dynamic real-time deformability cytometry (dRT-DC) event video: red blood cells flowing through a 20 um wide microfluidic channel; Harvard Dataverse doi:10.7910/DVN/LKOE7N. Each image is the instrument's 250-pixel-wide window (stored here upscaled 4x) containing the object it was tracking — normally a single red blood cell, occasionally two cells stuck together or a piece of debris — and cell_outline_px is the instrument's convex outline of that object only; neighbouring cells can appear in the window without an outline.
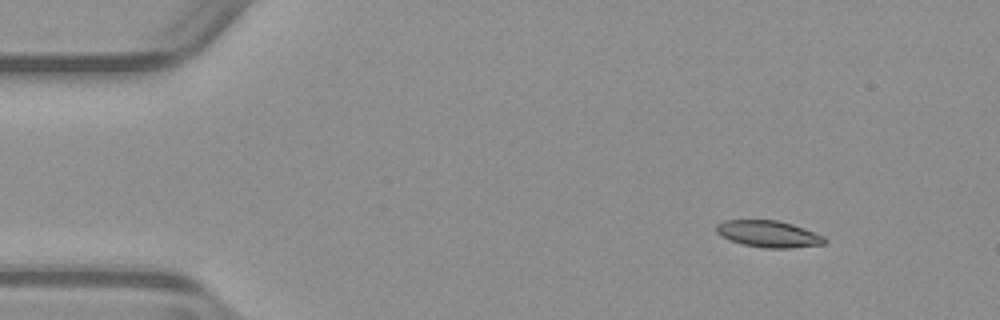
{"species": "common noctule bat (a hibernating species)", "species_latin": "Nyctalus noctula", "temperature_condition": "warm", "stored_images_in_passage": 53, "camera_frame_rate_fps": 3000, "um_per_image_px": 0.085, "animal": {"sex": "male", "body_mass_g": 23.1, "forearm_length_mm": 52.7}, "frame": {"image": 1, "passage_image": 6, "time_ms": 1.667, "image_size_px": [1000, 320], "cell_outline_px": [[828, 240], [824, 244], [788, 248], [764, 248], [744, 244], [728, 240], [720, 236], [716, 232], [716, 224], [724, 220], [776, 220], [792, 224], [804, 228], [824, 236]], "centroid_in_image_um": [65.3, 19.88], "position_along_channel_um": 19.7, "area_um2": 16.88}}
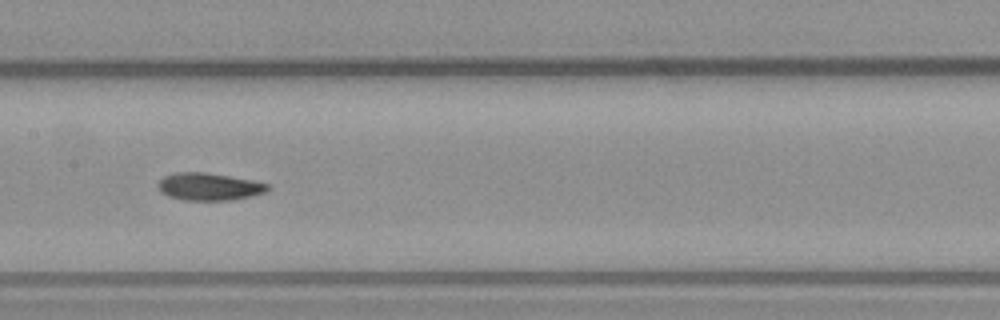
{"frame": {"image": 2, "passage_image": 26, "time_ms": 8.333, "image_size_px": [1000, 320], "cell_outline_px": [[272, 188], [264, 192], [232, 200], [184, 200], [168, 196], [160, 192], [160, 180], [164, 176], [176, 172], [204, 172], [252, 180], [268, 184]], "centroid_in_image_um": [17.77, 15.86], "position_along_channel_um": 189.6, "area_um2": 17.28}}
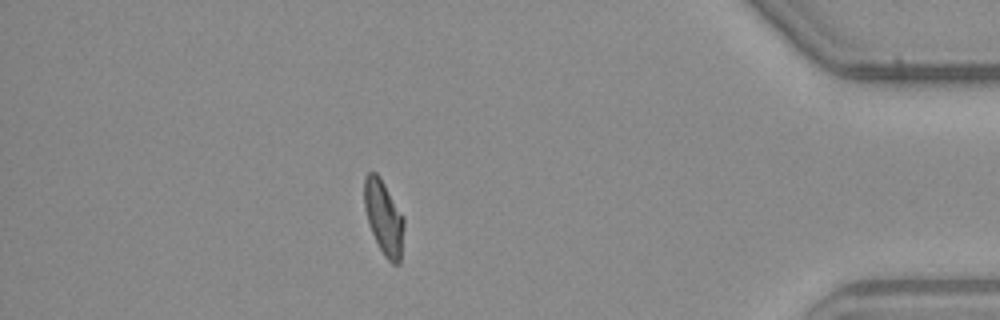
{"frame": {"image": 3, "passage_image": 46, "time_ms": 15.0, "image_size_px": [1000, 320], "cell_outline_px": [[404, 224], [400, 264], [392, 264], [384, 256], [372, 232], [364, 208], [364, 176], [368, 172], [376, 172], [380, 176], [404, 216]], "centroid_in_image_um": [32.62, 18.46], "position_along_channel_um": 402.6, "area_um2": 17.22}, "authors_computed_cell_mechanics": {"area_um2": 17.3978, "velocity_mm_per_s": 3.9064, "shape_relaxation_time_tau1_ms": 4.6842, "shape_relaxation_time_tau2_ms": 2.2528, "deformation_change_tau1": 0.1557, "deformation_change_tau2": 0.0846}}